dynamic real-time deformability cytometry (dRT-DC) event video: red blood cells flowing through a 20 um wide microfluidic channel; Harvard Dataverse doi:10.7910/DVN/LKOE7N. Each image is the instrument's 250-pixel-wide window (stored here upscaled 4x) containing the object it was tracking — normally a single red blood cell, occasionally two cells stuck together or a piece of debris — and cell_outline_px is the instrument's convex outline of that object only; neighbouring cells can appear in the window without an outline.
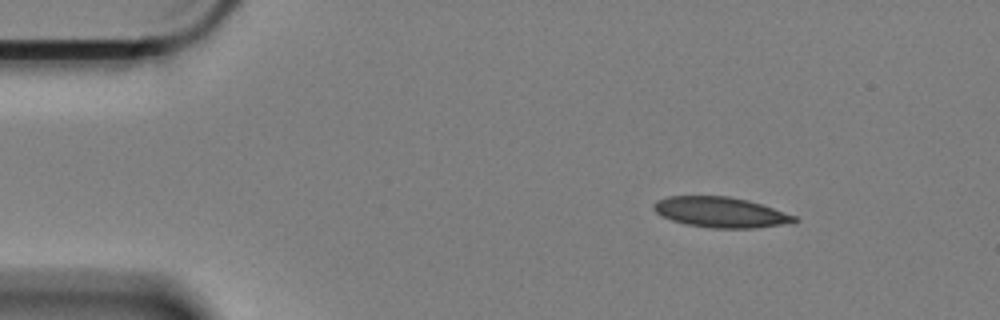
{"species": "Egyptian fruit bat (a non-hibernating species)", "species_latin": "Rousettus aegyptiacus", "temperature_condition": "cold", "stored_images_in_passage": 52, "camera_frame_rate_fps": 3000, "um_per_image_px": 0.085, "animal": {"sex": "female"}, "frame": {"image": 1, "passage_image": 1, "time_ms": 0.0, "image_size_px": [1000, 320], "cell_outline_px": [[800, 220], [780, 224], [756, 228], [708, 228], [684, 224], [672, 220], [656, 212], [652, 208], [652, 204], [656, 200], [668, 196], [728, 196], [748, 200], [796, 216]], "centroid_in_image_um": [61.19, 18.04], "position_along_channel_um": 23.8, "area_um2": 24.8}}
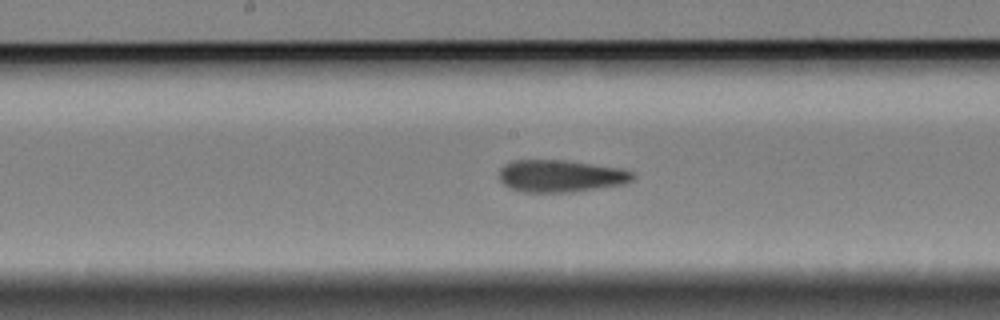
{"frame": {"image": 2, "passage_image": 23, "time_ms": 7.333, "image_size_px": [1000, 320], "cell_outline_px": [[636, 176], [632, 180], [624, 184], [572, 192], [524, 192], [512, 188], [504, 184], [500, 180], [500, 168], [504, 164], [512, 160], [564, 160], [620, 168], [636, 172]], "centroid_in_image_um": [47.68, 14.95], "position_along_channel_um": 200.5, "area_um2": 25.09}}
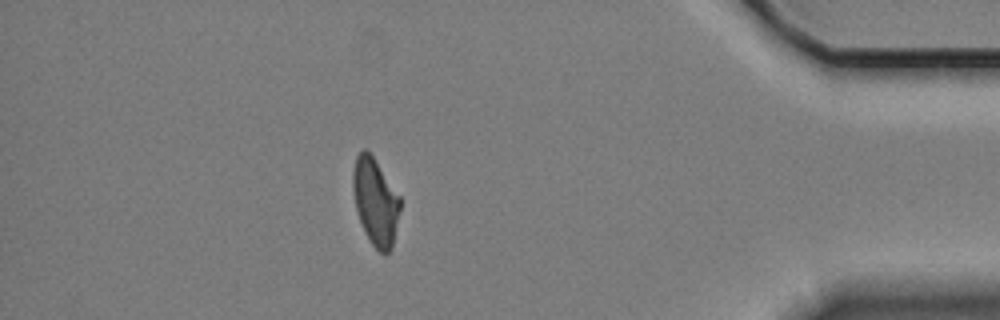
{"frame": {"image": 3, "passage_image": 45, "time_ms": 14.667, "image_size_px": [1000, 320], "cell_outline_px": [[400, 208], [392, 248], [384, 256], [372, 244], [364, 232], [356, 208], [352, 188], [352, 172], [356, 156], [364, 148], [372, 156], [400, 196]], "centroid_in_image_um": [31.9, 17.16], "position_along_channel_um": 403.3, "area_um2": 23.7}, "authors_computed_cell_mechanics": {"area_um2": 25.0563, "velocity_mm_per_s": 3.3394, "shape_relaxation_time_tau1_ms": null, "shape_relaxation_time_tau2_ms": 5.628, "deformation_change_tau1": null, "deformation_change_tau2": 0.1428}}